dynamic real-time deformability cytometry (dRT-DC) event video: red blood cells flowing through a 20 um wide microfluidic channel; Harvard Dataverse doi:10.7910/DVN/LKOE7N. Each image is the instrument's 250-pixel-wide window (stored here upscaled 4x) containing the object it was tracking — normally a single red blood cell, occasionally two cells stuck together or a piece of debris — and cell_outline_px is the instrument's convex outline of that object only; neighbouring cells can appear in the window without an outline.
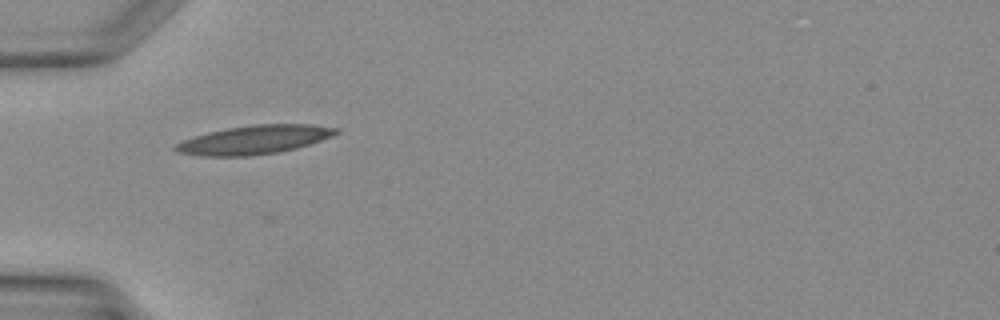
{"species": "Egyptian fruit bat (a non-hibernating species)", "species_latin": "Rousettus aegyptiacus", "temperature_condition": "warm", "stored_images_in_passage": 25, "camera_frame_rate_fps": 3000, "um_per_image_px": 0.085, "animal": {"sex": "female"}, "frame": {"image": 1, "passage_image": 1, "time_ms": 0.0, "image_size_px": [1000, 320], "cell_outline_px": [[340, 132], [332, 136], [296, 148], [280, 152], [248, 156], [200, 156], [176, 152], [172, 148], [176, 144], [184, 140], [208, 132], [228, 128], [256, 124], [312, 124], [340, 128]], "centroid_in_image_um": [21.63, 11.88], "position_along_channel_um": 63.4, "area_um2": 26.82}}
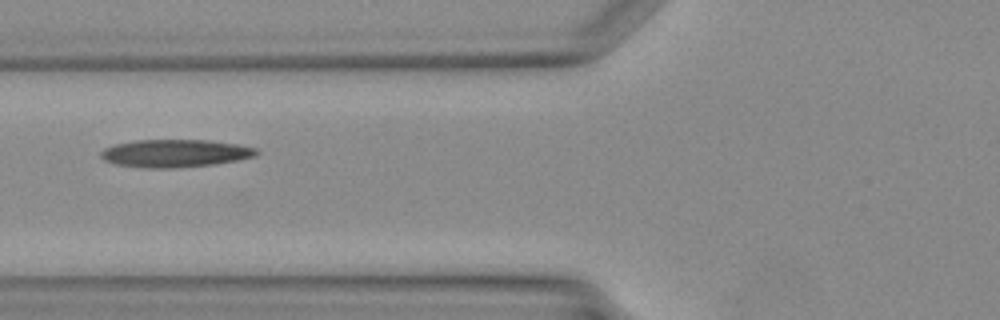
{"frame": {"image": 2, "passage_image": 4, "time_ms": 1.0, "image_size_px": [1000, 320], "cell_outline_px": [[260, 152], [256, 156], [216, 164], [168, 168], [148, 168], [116, 164], [104, 160], [100, 156], [100, 152], [104, 148], [116, 144], [136, 140], [208, 140], [236, 144], [256, 148]], "centroid_in_image_um": [14.88, 13.03], "position_along_channel_um": 110.9, "area_um2": 25.03}}
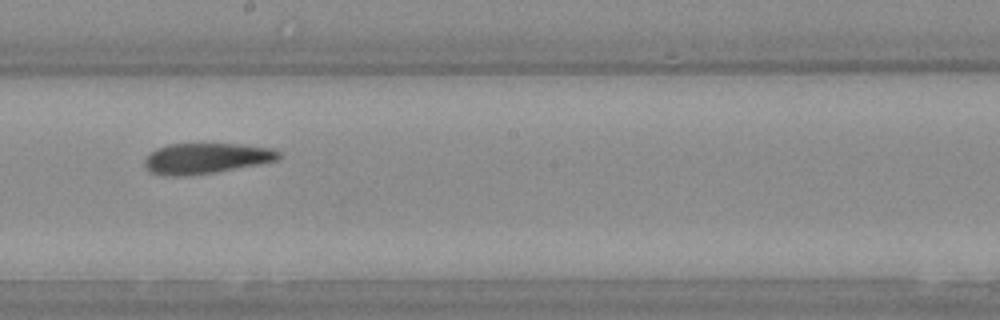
{"frame": {"image": 3, "passage_image": 11, "time_ms": 3.333, "image_size_px": [1000, 320], "cell_outline_px": [[280, 160], [260, 164], [216, 172], [184, 176], [168, 176], [152, 172], [144, 164], [144, 160], [156, 148], [168, 144], [240, 144], [276, 148], [280, 152]], "centroid_in_image_um": [17.58, 13.45], "position_along_channel_um": 230.6, "area_um2": 23.99}}